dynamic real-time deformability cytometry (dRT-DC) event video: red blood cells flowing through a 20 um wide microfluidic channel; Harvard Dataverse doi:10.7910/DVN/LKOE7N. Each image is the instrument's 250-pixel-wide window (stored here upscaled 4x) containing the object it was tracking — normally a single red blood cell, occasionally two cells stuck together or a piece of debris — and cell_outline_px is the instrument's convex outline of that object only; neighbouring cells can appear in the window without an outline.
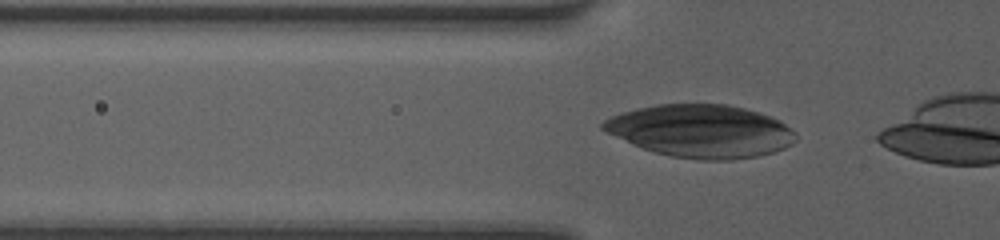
{"species": "human", "species_latin": "Homo sapiens", "temperature_condition": "room temperature", "stored_images_in_passage": 27, "camera_frame_rate_fps": 3000, "um_per_image_px": 0.085, "donor": {"sex": "female"}, "frame": {"image": 1, "passage_image": 9, "time_ms": 2.667, "image_size_px": [1000, 240], "cell_outline_px": [[796, 140], [792, 144], [776, 152], [760, 156], [732, 160], [696, 160], [672, 156], [656, 152], [632, 144], [600, 128], [600, 124], [604, 120], [612, 116], [624, 112], [656, 104], [728, 104], [744, 108], [780, 120], [796, 132]], "centroid_in_image_um": [59.62, 11.15], "position_along_channel_um": 66.2, "area_um2": 59.13}}
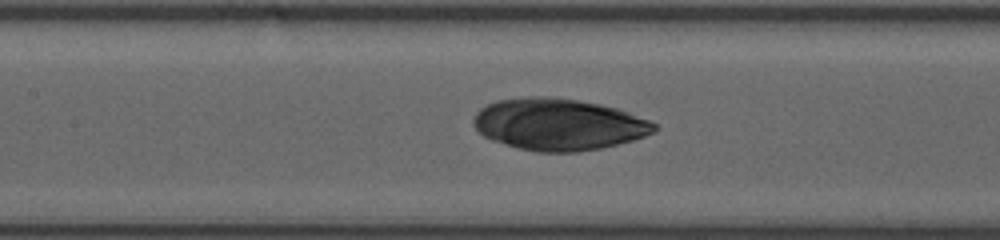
{"frame": {"image": 2, "passage_image": 16, "time_ms": 5.0, "image_size_px": [1000, 240], "cell_outline_px": [[660, 128], [644, 136], [632, 140], [600, 148], [576, 152], [536, 152], [520, 148], [492, 140], [484, 136], [472, 124], [472, 120], [476, 112], [480, 108], [496, 100], [528, 96], [548, 96], [576, 100], [616, 108], [628, 112], [648, 120], [656, 124]], "centroid_in_image_um": [47.44, 10.57], "position_along_channel_um": 160.0, "area_um2": 54.22}}
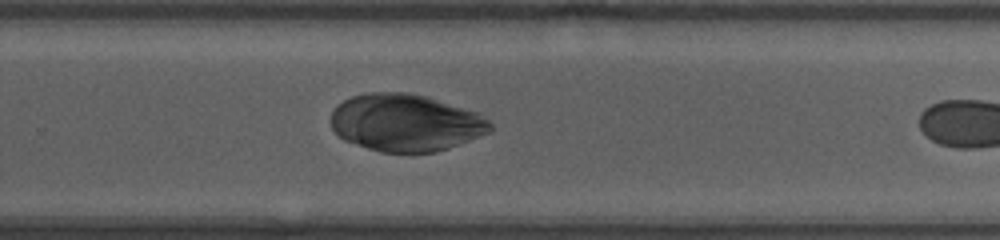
{"frame": {"image": 3, "passage_image": 26, "time_ms": 8.333, "image_size_px": [1000, 240], "cell_outline_px": [[492, 128], [488, 132], [448, 148], [436, 152], [380, 152], [344, 140], [332, 128], [332, 112], [336, 104], [352, 96], [368, 92], [408, 92], [424, 96], [476, 112], [488, 120], [492, 124]], "centroid_in_image_um": [34.44, 10.42], "position_along_channel_um": 295.4, "area_um2": 52.66}}